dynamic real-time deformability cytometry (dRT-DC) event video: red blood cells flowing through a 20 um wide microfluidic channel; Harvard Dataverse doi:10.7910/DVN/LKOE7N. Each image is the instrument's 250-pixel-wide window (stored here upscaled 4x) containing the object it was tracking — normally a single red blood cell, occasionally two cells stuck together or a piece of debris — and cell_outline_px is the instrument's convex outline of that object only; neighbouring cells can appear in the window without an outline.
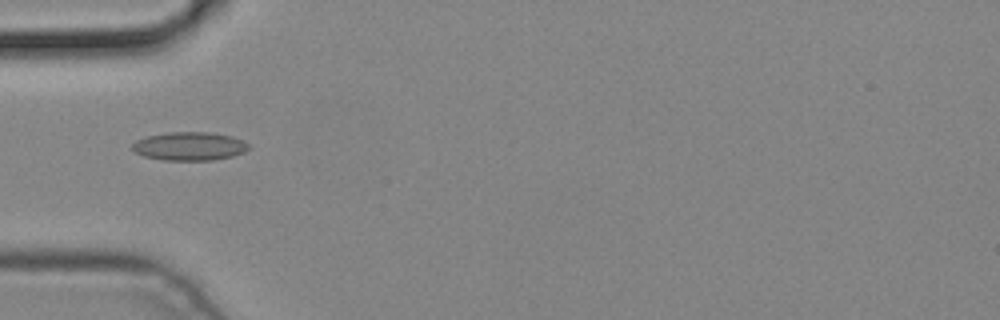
{"species": "common noctule bat (a hibernating species)", "species_latin": "Nyctalus noctula", "temperature_condition": "cold", "stored_images_in_passage": 1, "camera_frame_rate_fps": 3000, "um_per_image_px": 0.085, "animal": {"sex": "male", "body_mass_g": 19.2, "forearm_length_mm": 51.8}, "frame": {"image": 1, "passage_image": 1, "time_ms": 0.0, "image_size_px": [1000, 320], "cell_outline_px": [[248, 148], [244, 152], [232, 156], [212, 160], [164, 160], [144, 156], [136, 152], [132, 148], [132, 144], [136, 140], [148, 136], [168, 132], [208, 132], [232, 136], [244, 140], [248, 144]], "centroid_in_image_um": [16.11, 12.42], "position_along_channel_um": 68.9, "area_um2": 19.19}}